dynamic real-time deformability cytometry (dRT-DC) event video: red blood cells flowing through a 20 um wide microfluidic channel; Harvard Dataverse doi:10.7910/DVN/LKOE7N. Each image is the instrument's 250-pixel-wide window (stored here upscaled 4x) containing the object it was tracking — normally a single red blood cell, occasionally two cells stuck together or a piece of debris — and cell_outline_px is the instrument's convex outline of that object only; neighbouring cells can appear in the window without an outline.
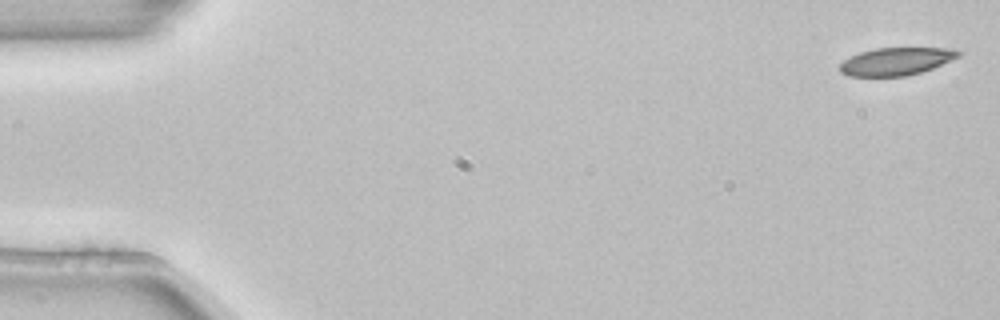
{"species": "common noctule bat (a hibernating species)", "species_latin": "Nyctalus noctula", "temperature_condition": "room temperature", "stored_images_in_passage": 4, "camera_frame_rate_fps": 3000, "um_per_image_px": 0.085, "animal": {"sex": "female", "body_mass_g": 22.7, "forearm_length_mm": 54.2}, "frame": {"image": 1, "passage_image": 1, "time_ms": 0.0, "image_size_px": [1000, 320], "cell_outline_px": [[964, 52], [960, 56], [932, 68], [908, 76], [848, 76], [840, 72], [840, 64], [844, 60], [860, 52], [876, 48], [952, 48]], "centroid_in_image_um": [76.19, 5.21], "position_along_channel_um": 8.8, "area_um2": 19.07}}